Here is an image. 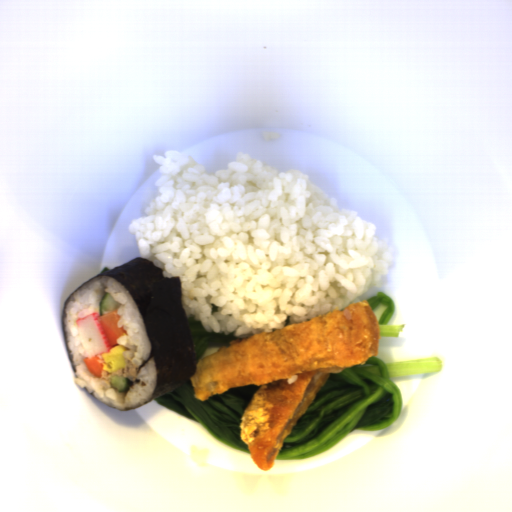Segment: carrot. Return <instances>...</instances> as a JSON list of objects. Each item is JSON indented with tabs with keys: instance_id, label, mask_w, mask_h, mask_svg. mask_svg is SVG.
<instances>
[{
	"instance_id": "1",
	"label": "carrot",
	"mask_w": 512,
	"mask_h": 512,
	"mask_svg": "<svg viewBox=\"0 0 512 512\" xmlns=\"http://www.w3.org/2000/svg\"><path fill=\"white\" fill-rule=\"evenodd\" d=\"M98 318L102 324L110 349L118 346L117 339L122 335H127V332L123 327H118V321L121 319V316H119L117 309L105 313Z\"/></svg>"
},
{
	"instance_id": "2",
	"label": "carrot",
	"mask_w": 512,
	"mask_h": 512,
	"mask_svg": "<svg viewBox=\"0 0 512 512\" xmlns=\"http://www.w3.org/2000/svg\"><path fill=\"white\" fill-rule=\"evenodd\" d=\"M98 359V355H95L92 358L88 357L83 359V362L90 374L101 377L104 365L102 363H99Z\"/></svg>"
}]
</instances>
